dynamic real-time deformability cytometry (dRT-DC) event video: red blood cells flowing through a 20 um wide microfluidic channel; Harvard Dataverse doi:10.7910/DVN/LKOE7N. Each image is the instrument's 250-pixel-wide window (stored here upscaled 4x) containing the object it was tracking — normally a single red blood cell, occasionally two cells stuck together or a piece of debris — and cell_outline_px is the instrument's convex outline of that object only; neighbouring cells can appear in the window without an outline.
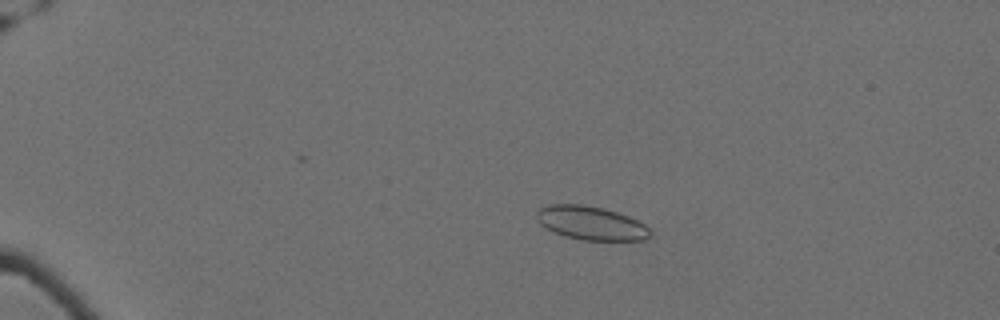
{"species": "Egyptian fruit bat (a non-hibernating species)", "species_latin": "Rousettus aegyptiacus", "temperature_condition": "cold", "stored_images_in_passage": 55, "camera_frame_rate_fps": 3000, "um_per_image_px": 0.085, "animal": {"sex": "female"}, "frame": {"image": 1, "passage_image": 8, "time_ms": 2.333, "image_size_px": [1000, 320], "cell_outline_px": [[652, 236], [644, 240], [580, 240], [564, 236], [540, 224], [536, 216], [536, 212], [540, 208], [548, 204], [584, 204], [604, 208], [628, 216], [644, 224], [652, 232]], "centroid_in_image_um": [50.25, 18.96], "position_along_channel_um": 34.8, "area_um2": 22.31}}
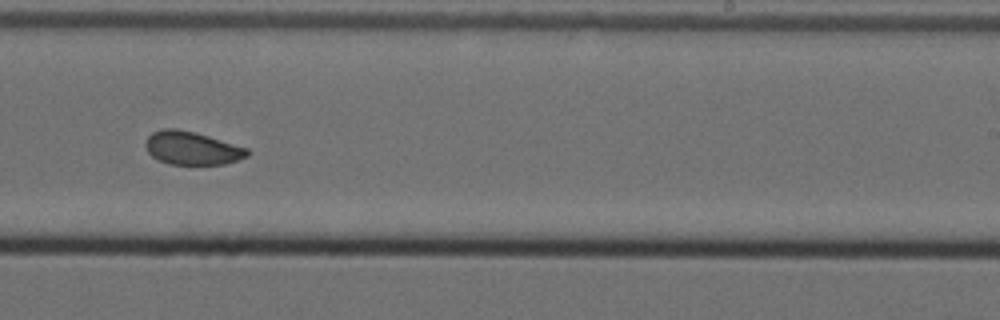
{"frame": {"image": 2, "passage_image": 35, "time_ms": 11.333, "image_size_px": [1000, 320], "cell_outline_px": [[252, 152], [248, 156], [224, 164], [168, 164], [152, 156], [148, 152], [144, 144], [148, 136], [152, 132], [164, 128], [176, 128], [196, 132], [248, 148]], "centroid_in_image_um": [16.32, 12.58], "position_along_channel_um": 272.7, "area_um2": 19.77}}
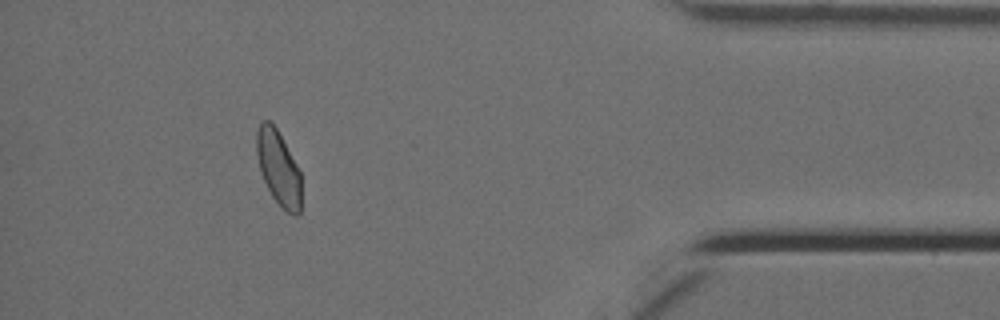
{"frame": {"image": 3, "passage_image": 50, "time_ms": 16.333, "image_size_px": [1000, 320], "cell_outline_px": [[300, 212], [296, 216], [292, 216], [272, 196], [260, 172], [256, 152], [256, 132], [260, 124], [264, 120], [268, 120], [276, 128], [296, 164], [300, 172]], "centroid_in_image_um": [23.65, 14.27], "position_along_channel_um": 411.5, "area_um2": 19.02}, "authors_computed_cell_mechanics": {"area_um2": 20.4612, "velocity_mm_per_s": 3.4896, "shape_relaxation_time_tau1_ms": null, "shape_relaxation_time_tau2_ms": 1.4859, "deformation_change_tau1": null, "deformation_change_tau2": 0.0614}}